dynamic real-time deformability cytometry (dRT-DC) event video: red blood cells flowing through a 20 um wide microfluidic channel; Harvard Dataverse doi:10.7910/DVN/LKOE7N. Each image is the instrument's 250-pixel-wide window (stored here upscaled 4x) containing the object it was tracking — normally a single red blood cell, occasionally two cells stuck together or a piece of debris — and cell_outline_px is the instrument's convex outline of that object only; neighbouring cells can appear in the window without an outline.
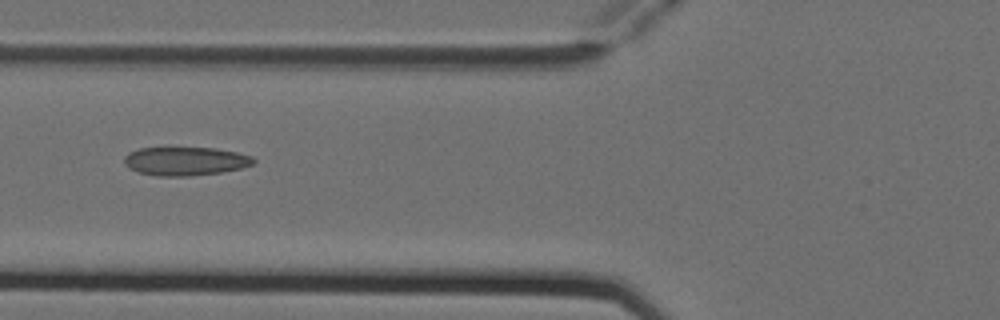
{"species": "Egyptian fruit bat (a non-hibernating species)", "species_latin": "Rousettus aegyptiacus", "temperature_condition": "cold", "stored_images_in_passage": 2, "camera_frame_rate_fps": 3000, "um_per_image_px": 0.085, "animal": {"sex": "female"}, "frame": {"image": 1, "passage_image": 2, "time_ms": 0.333, "image_size_px": [1000, 320], "cell_outline_px": [[256, 160], [252, 164], [240, 168], [220, 172], [188, 176], [156, 176], [140, 172], [128, 168], [124, 164], [124, 156], [128, 152], [140, 148], [216, 148], [236, 152], [252, 156]], "centroid_in_image_um": [15.72, 13.69], "position_along_channel_um": 110.1, "area_um2": 21.44}}